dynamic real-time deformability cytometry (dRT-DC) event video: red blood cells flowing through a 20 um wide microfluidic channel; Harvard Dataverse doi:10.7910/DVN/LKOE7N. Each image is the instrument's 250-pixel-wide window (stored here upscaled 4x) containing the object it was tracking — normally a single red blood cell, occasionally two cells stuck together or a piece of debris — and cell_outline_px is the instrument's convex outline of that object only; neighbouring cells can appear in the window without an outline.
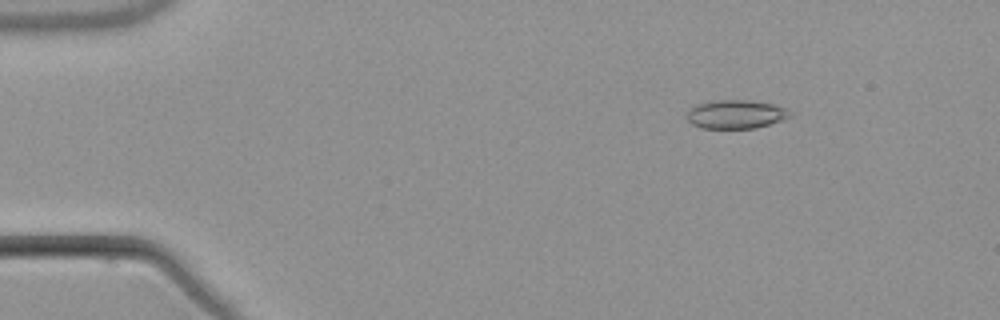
{"species": "common noctule bat (a hibernating species)", "species_latin": "Nyctalus noctula", "temperature_condition": "warm", "stored_images_in_passage": 3, "camera_frame_rate_fps": 3000, "um_per_image_px": 0.085, "animal": {"sex": "male", "body_mass_g": 21.5, "forearm_length_mm": 52.0}, "frame": {"image": 1, "passage_image": 1, "time_ms": 0.0, "image_size_px": [1000, 320], "cell_outline_px": [[792, 116], [784, 120], [756, 128], [700, 128], [692, 124], [684, 116], [688, 108], [696, 104], [716, 100], [748, 100], [772, 104], [784, 108], [792, 112]], "centroid_in_image_um": [62.51, 9.71], "position_along_channel_um": 22.5, "area_um2": 17.46}}
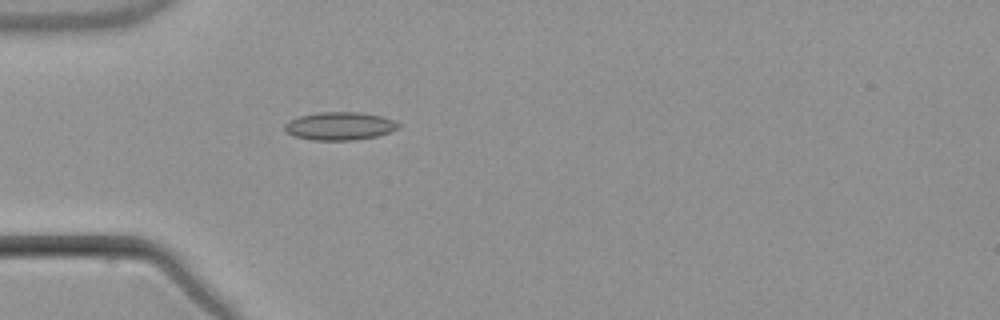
{"frame": {"image": 2, "passage_image": 3, "time_ms": 3.0, "image_size_px": [1000, 320], "cell_outline_px": [[400, 128], [376, 136], [352, 140], [312, 140], [292, 136], [284, 132], [284, 124], [288, 120], [300, 116], [316, 112], [360, 112], [380, 116], [392, 120], [400, 124]], "centroid_in_image_um": [28.81, 10.71], "position_along_channel_um": 56.2, "area_um2": 18.67}}